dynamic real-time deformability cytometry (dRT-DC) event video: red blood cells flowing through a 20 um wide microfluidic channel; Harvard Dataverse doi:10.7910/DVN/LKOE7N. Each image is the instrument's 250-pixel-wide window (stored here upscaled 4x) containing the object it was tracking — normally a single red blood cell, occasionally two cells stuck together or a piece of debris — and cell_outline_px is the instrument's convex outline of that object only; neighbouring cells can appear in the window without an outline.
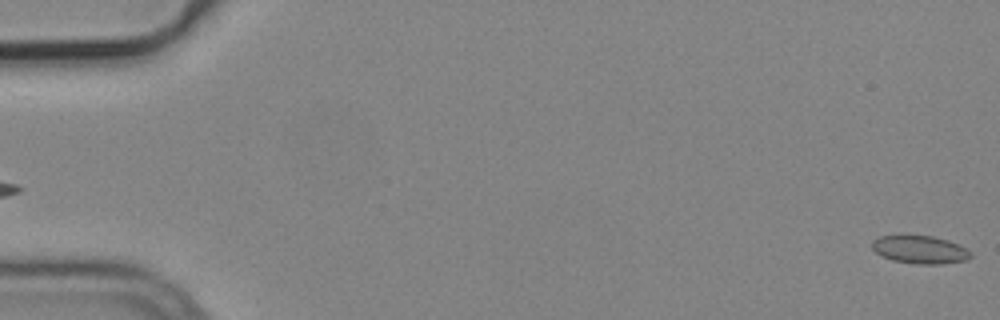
{"species": "common noctule bat (a hibernating species)", "species_latin": "Nyctalus noctula", "temperature_condition": "cold", "stored_images_in_passage": 3, "segment_of_instrument_passage": [2, 2], "camera_frame_rate_fps": 3000, "um_per_image_px": 0.085, "animal": {"sex": "male", "body_mass_g": 19.2, "forearm_length_mm": 51.8}, "frame": {"image": 1, "passage_image": 3, "time_ms": 0.667, "image_size_px": [1000, 320], "cell_outline_px": [[972, 256], [968, 260], [940, 264], [916, 264], [892, 260], [876, 252], [872, 248], [872, 240], [880, 236], [932, 236], [948, 240], [972, 252]], "centroid_in_image_um": [78.21, 21.23], "position_along_channel_um": 6.8, "area_um2": 15.9}}